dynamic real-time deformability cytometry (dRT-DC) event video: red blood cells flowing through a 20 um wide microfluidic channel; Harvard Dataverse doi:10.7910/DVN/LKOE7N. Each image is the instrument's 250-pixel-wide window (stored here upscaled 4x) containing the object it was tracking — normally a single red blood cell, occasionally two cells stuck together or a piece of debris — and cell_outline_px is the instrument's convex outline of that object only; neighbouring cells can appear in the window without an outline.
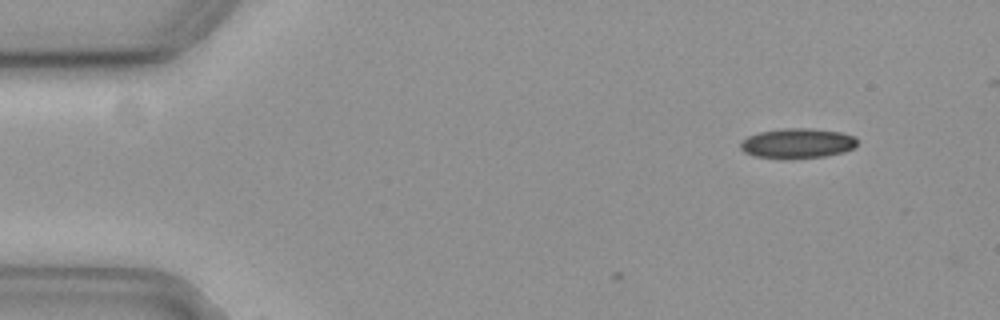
{"species": "common noctule bat (a hibernating species)", "species_latin": "Nyctalus noctula", "temperature_condition": "cold", "stored_images_in_passage": 2, "camera_frame_rate_fps": 3000, "um_per_image_px": 0.085, "animal": {"sex": "female", "body_mass_g": 19.3, "forearm_length_mm": 54.1}, "frame": {"image": 1, "passage_image": 2, "time_ms": 0.333, "image_size_px": [1000, 320], "cell_outline_px": [[856, 144], [852, 148], [844, 152], [824, 156], [788, 160], [784, 160], [756, 156], [744, 152], [740, 148], [740, 144], [748, 136], [760, 132], [784, 128], [812, 128], [840, 132], [856, 136]], "centroid_in_image_um": [67.77, 12.19], "position_along_channel_um": 17.2, "area_um2": 20.58}}